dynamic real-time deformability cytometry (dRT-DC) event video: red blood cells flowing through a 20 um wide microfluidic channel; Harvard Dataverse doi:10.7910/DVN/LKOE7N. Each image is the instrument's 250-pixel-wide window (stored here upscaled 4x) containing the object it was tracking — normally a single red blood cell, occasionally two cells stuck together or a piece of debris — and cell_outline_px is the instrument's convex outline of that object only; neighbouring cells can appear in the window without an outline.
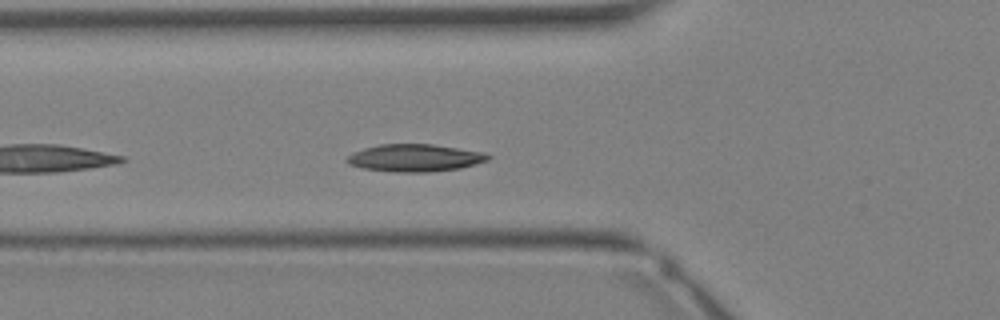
{"species": "Egyptian fruit bat (a non-hibernating species)", "species_latin": "Rousettus aegyptiacus", "temperature_condition": "warm", "stored_images_in_passage": 18, "camera_frame_rate_fps": 3000, "um_per_image_px": 0.085, "animal": {"sex": "female"}, "frame": {"image": 1, "passage_image": 3, "time_ms": 0.667, "image_size_px": [1000, 320], "cell_outline_px": [[492, 156], [488, 160], [460, 168], [428, 172], [396, 172], [364, 168], [348, 164], [348, 156], [352, 152], [364, 148], [380, 144], [432, 144], [484, 152]], "centroid_in_image_um": [35.27, 13.41], "position_along_channel_um": 90.5, "area_um2": 22.37}}
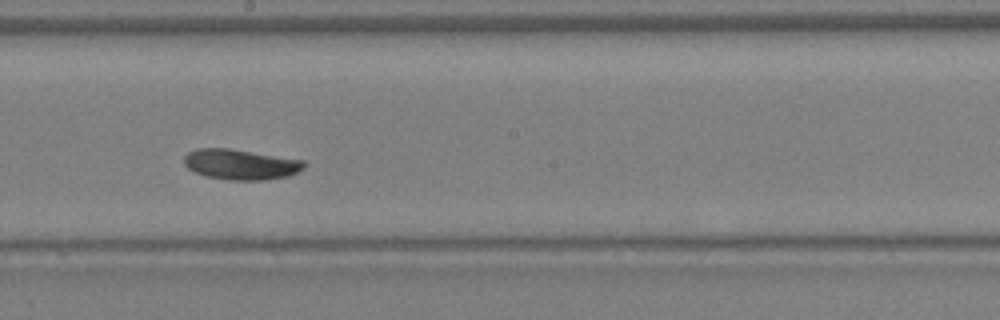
{"frame": {"image": 2, "passage_image": 10, "time_ms": 3.0, "image_size_px": [1000, 320], "cell_outline_px": [[304, 168], [288, 176], [264, 180], [228, 180], [204, 176], [188, 168], [184, 164], [184, 156], [188, 152], [196, 148], [228, 148], [304, 160]], "centroid_in_image_um": [20.42, 13.97], "position_along_channel_um": 227.8, "area_um2": 21.21}}
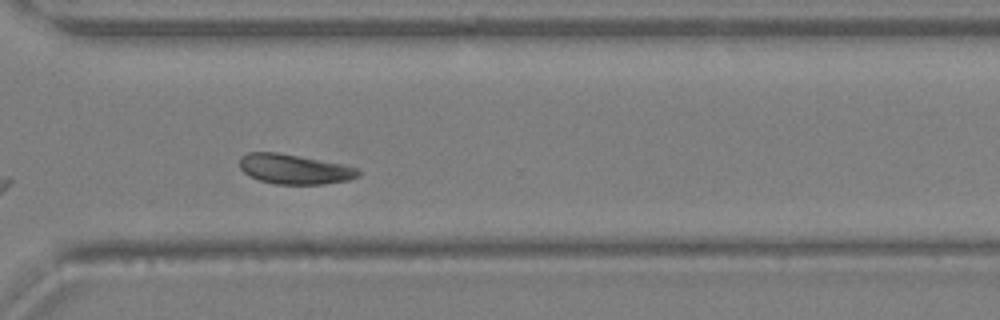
{"frame": {"image": 3, "passage_image": 16, "time_ms": 5.0, "image_size_px": [1000, 320], "cell_outline_px": [[360, 176], [348, 180], [324, 184], [276, 184], [260, 180], [244, 172], [240, 168], [240, 156], [248, 152], [276, 152], [300, 156], [344, 164], [356, 168], [360, 172]], "centroid_in_image_um": [25.04, 14.37], "position_along_channel_um": 345.6, "area_um2": 20.58}}